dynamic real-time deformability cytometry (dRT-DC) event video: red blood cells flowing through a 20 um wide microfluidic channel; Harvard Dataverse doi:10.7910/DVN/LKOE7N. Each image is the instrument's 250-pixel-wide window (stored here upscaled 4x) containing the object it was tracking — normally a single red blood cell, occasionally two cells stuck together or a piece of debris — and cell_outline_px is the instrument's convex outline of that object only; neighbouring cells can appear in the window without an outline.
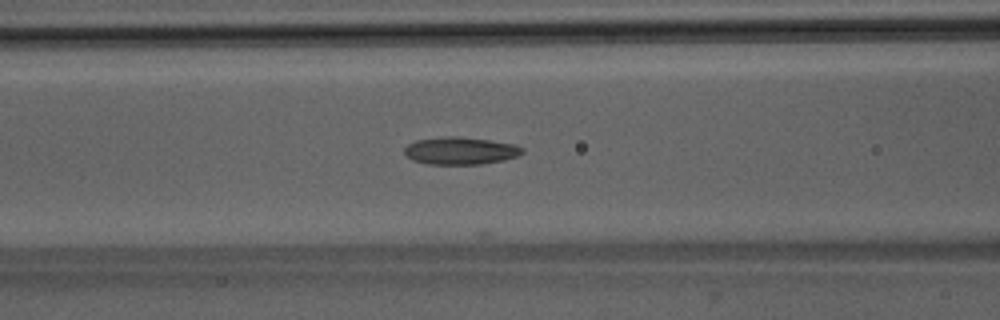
{"species": "Egyptian fruit bat (a non-hibernating species)", "species_latin": "Rousettus aegyptiacus", "temperature_condition": "room temperature", "stored_images_in_passage": 12, "camera_frame_rate_fps": 3000, "um_per_image_px": 0.085, "animal": {"sex": "male"}, "frame": {"image": 1, "passage_image": 9, "time_ms": 2.667, "image_size_px": [1000, 320], "cell_outline_px": [[524, 152], [516, 156], [504, 160], [480, 164], [428, 164], [412, 160], [404, 156], [404, 148], [408, 144], [416, 140], [448, 136], [460, 136], [516, 144], [524, 148]], "centroid_in_image_um": [39.12, 12.81], "position_along_channel_um": 127.5, "area_um2": 18.96}}